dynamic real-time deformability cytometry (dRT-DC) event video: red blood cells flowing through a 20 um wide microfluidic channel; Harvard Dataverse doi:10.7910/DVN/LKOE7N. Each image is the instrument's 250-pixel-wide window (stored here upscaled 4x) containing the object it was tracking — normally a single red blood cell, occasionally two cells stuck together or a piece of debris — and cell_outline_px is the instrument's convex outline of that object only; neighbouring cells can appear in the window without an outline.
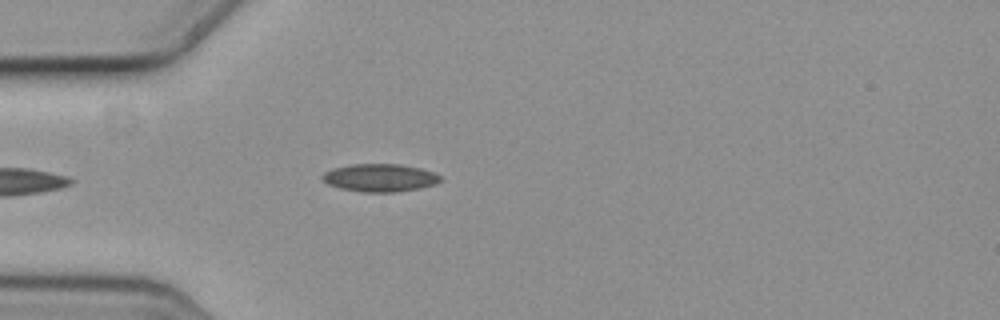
{"species": "common noctule bat (a hibernating species)", "species_latin": "Nyctalus noctula", "temperature_condition": "cold", "stored_images_in_passage": 5, "camera_frame_rate_fps": 3000, "um_per_image_px": 0.085, "animal": {"sex": "female", "body_mass_g": 19.3, "forearm_length_mm": 54.1}, "frame": {"image": 1, "passage_image": 4, "time_ms": 1.0, "image_size_px": [1000, 320], "cell_outline_px": [[440, 180], [436, 184], [420, 188], [396, 192], [360, 192], [340, 188], [328, 184], [320, 176], [324, 172], [332, 168], [352, 164], [400, 164], [420, 168], [432, 172], [440, 176]], "centroid_in_image_um": [32.26, 15.11], "position_along_channel_um": 52.7, "area_um2": 19.13}}